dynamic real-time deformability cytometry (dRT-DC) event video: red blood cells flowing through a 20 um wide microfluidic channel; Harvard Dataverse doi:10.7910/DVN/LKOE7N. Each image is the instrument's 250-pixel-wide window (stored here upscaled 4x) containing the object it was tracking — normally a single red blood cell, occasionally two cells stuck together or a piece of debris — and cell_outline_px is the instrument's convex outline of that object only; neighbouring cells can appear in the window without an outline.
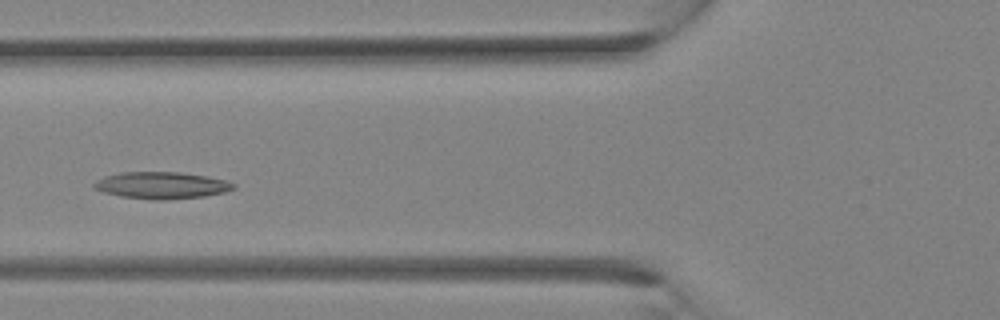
{"species": "Egyptian fruit bat (a non-hibernating species)", "species_latin": "Rousettus aegyptiacus", "temperature_condition": "room temperature", "stored_images_in_passage": 30, "camera_frame_rate_fps": 3000, "um_per_image_px": 0.085, "animal": {"sex": "female"}, "frame": {"image": 1, "passage_image": 10, "time_ms": 3.0, "image_size_px": [1000, 320], "cell_outline_px": [[236, 188], [224, 192], [204, 196], [164, 200], [156, 200], [120, 196], [104, 192], [92, 188], [92, 184], [96, 180], [104, 176], [120, 172], [180, 172], [208, 176], [224, 180], [236, 184]], "centroid_in_image_um": [13.71, 15.75], "position_along_channel_um": 112.1, "area_um2": 21.91}}
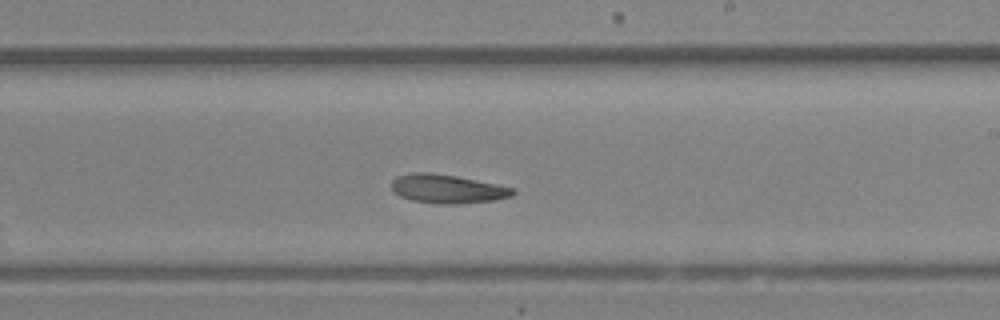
{"frame": {"image": 2, "passage_image": 17, "time_ms": 5.333, "image_size_px": [1000, 320], "cell_outline_px": [[516, 192], [512, 196], [496, 200], [460, 204], [436, 204], [412, 200], [400, 196], [392, 188], [392, 180], [396, 176], [412, 172], [432, 172], [456, 176], [516, 188]], "centroid_in_image_um": [38.05, 16.05], "position_along_channel_um": 251.0, "area_um2": 20.52}}
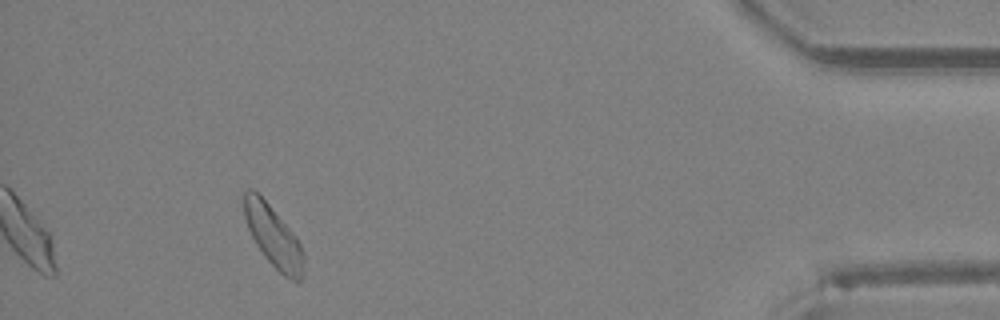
{"frame": {"image": 3, "passage_image": 28, "time_ms": 9.0, "image_size_px": [1000, 320], "cell_outline_px": [[304, 268], [300, 280], [292, 280], [284, 276], [264, 256], [256, 244], [248, 228], [244, 216], [240, 196], [248, 188], [252, 188], [268, 204], [292, 232], [300, 244], [304, 252]], "centroid_in_image_um": [23.19, 20.06], "position_along_channel_um": 412.0, "area_um2": 21.15}}